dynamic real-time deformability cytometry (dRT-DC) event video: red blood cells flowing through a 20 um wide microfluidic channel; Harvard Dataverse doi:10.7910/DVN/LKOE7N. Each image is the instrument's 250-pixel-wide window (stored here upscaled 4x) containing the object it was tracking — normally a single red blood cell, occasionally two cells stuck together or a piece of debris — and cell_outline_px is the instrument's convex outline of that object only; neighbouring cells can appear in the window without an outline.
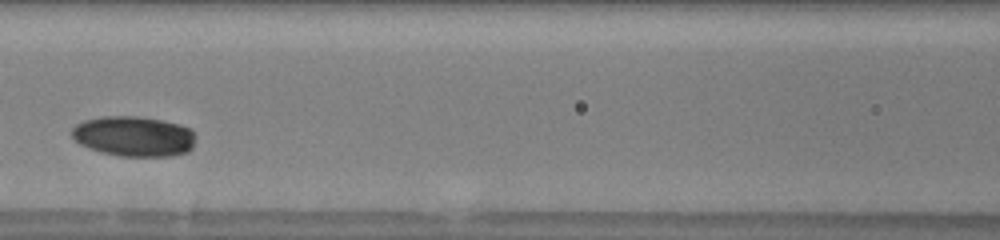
{"species": "human", "species_latin": "Homo sapiens", "temperature_condition": "warm", "stored_images_in_passage": 18, "camera_frame_rate_fps": 3000, "um_per_image_px": 0.085, "donor": {"sex": "male"}, "frame": {"image": 1, "passage_image": 8, "time_ms": 3.333, "image_size_px": [1000, 240], "cell_outline_px": [[196, 136], [192, 148], [188, 152], [172, 156], [120, 156], [100, 152], [88, 148], [72, 140], [72, 128], [76, 124], [84, 120], [100, 116], [136, 116], [160, 120], [180, 124], [192, 128]], "centroid_in_image_um": [11.37, 11.58], "position_along_channel_um": 155.2, "area_um2": 29.42}}
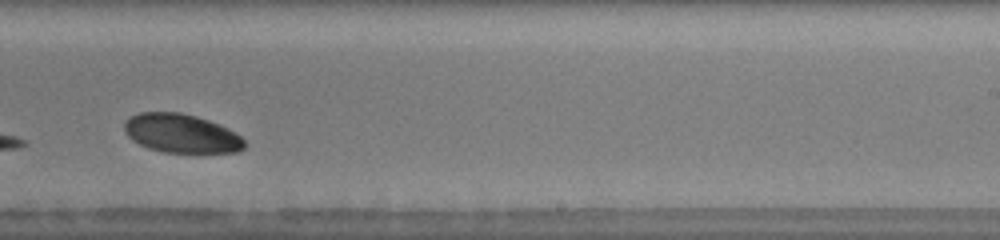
{"frame": {"image": 2, "passage_image": 16, "time_ms": 6.333, "image_size_px": [1000, 240], "cell_outline_px": [[244, 148], [236, 152], [164, 152], [148, 148], [132, 140], [124, 132], [124, 124], [132, 116], [140, 112], [180, 112], [196, 116], [220, 124], [236, 132], [244, 140]], "centroid_in_image_um": [15.41, 11.33], "position_along_channel_um": 273.6, "area_um2": 27.05}}